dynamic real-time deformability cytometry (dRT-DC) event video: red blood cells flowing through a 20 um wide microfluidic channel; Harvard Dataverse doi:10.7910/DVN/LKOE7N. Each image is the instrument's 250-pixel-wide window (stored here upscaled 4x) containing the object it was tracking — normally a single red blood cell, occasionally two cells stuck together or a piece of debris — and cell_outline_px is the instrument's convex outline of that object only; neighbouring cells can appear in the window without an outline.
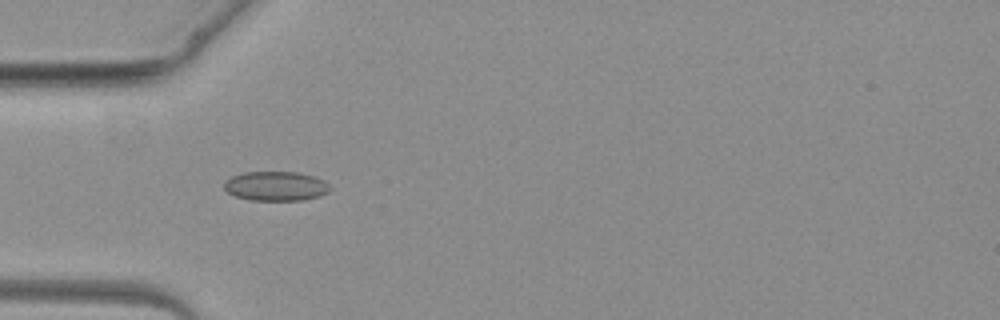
{"species": "common noctule bat (a hibernating species)", "species_latin": "Nyctalus noctula", "temperature_condition": "warm", "stored_images_in_passage": 4, "camera_frame_rate_fps": 3000, "um_per_image_px": 0.085, "animal": {"sex": "female", "body_mass_g": 19.3, "forearm_length_mm": 54.1}, "frame": {"image": 1, "passage_image": 4, "time_ms": 3.333, "image_size_px": [1000, 320], "cell_outline_px": [[332, 188], [328, 192], [320, 196], [304, 200], [248, 200], [236, 196], [228, 192], [224, 188], [224, 180], [232, 176], [244, 172], [296, 172], [312, 176], [324, 180]], "centroid_in_image_um": [23.44, 15.82], "position_along_channel_um": 61.6, "area_um2": 18.21}}